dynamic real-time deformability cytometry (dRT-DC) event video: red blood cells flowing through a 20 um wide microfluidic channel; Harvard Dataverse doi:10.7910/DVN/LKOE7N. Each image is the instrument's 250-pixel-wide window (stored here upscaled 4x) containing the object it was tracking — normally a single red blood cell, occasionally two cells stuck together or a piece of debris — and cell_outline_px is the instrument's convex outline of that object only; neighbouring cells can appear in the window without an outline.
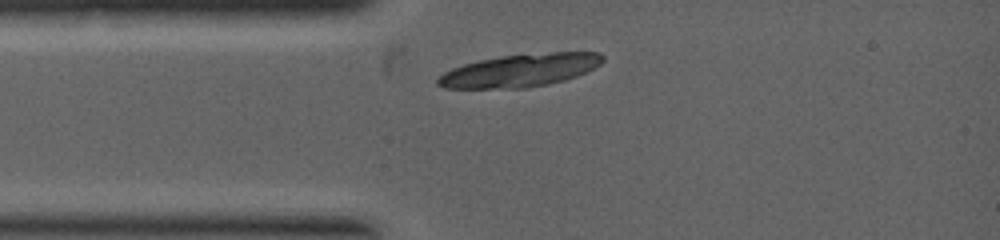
{"species": "common noctule bat (a hibernating species)", "species_latin": "Nyctalus noctula", "temperature_condition": "warm", "stored_images_in_passage": 1, "camera_frame_rate_fps": 5000, "um_per_image_px": 0.085, "animal": {"sex": "female", "body_mass_g": 19.0, "forearm_length_mm": 53.3}, "frame": {"image": 1, "passage_image": 1, "time_ms": 0.0, "image_size_px": [1000, 240], "cell_outline_px": [[604, 60], [600, 64], [576, 76], [564, 80], [548, 84], [524, 88], [444, 88], [436, 84], [436, 80], [444, 72], [452, 68], [464, 64], [480, 60], [500, 56], [552, 52], [600, 52], [604, 56]], "centroid_in_image_um": [44.19, 5.98], "position_along_channel_um": 40.8, "area_um2": 31.33}}